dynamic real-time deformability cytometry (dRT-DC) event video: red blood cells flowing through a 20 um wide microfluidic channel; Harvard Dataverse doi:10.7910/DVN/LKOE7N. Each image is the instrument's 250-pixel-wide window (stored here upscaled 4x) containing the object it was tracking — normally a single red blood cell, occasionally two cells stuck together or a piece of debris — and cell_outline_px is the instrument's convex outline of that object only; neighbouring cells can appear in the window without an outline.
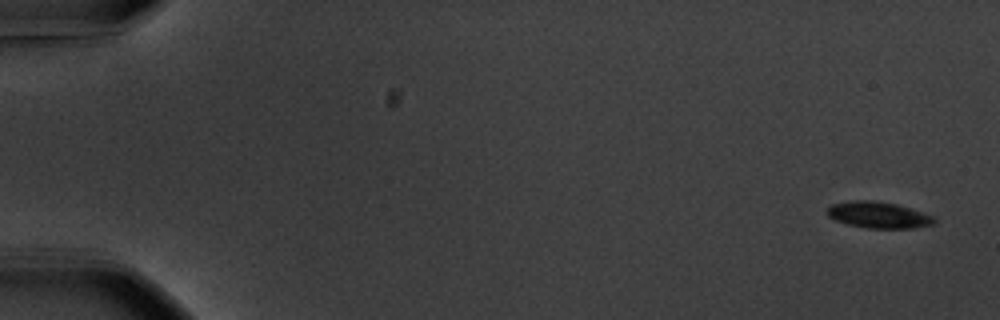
{"species": "common noctule bat (a hibernating species)", "species_latin": "Nyctalus noctula", "temperature_condition": "warm", "stored_images_in_passage": 55, "camera_frame_rate_fps": 3000, "um_per_image_px": 0.085, "animal": {"sex": "male", "body_mass_g": 20.1, "forearm_length_mm": 53.5}, "frame": {"image": 1, "passage_image": 1, "time_ms": 0.0, "image_size_px": [1000, 320], "cell_outline_px": [[936, 220], [932, 224], [912, 228], [868, 228], [848, 224], [836, 220], [828, 216], [828, 208], [832, 204], [852, 200], [872, 200], [896, 204], [936, 216]], "centroid_in_image_um": [74.69, 18.26], "position_along_channel_um": 10.3, "area_um2": 16.3}}
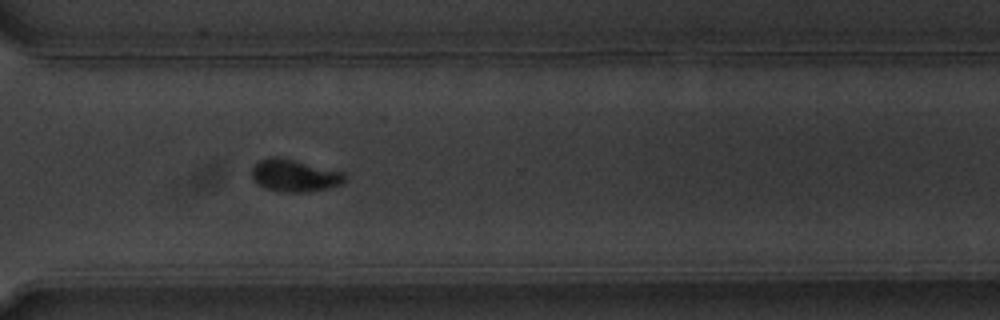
{"frame": {"image": 2, "passage_image": 41, "time_ms": 13.333, "image_size_px": [1000, 320], "cell_outline_px": [[348, 176], [340, 184], [328, 188], [308, 192], [280, 192], [264, 188], [252, 176], [252, 168], [260, 160], [272, 156], [276, 156], [344, 172]], "centroid_in_image_um": [25.05, 14.93], "position_along_channel_um": 345.5, "area_um2": 17.28}}
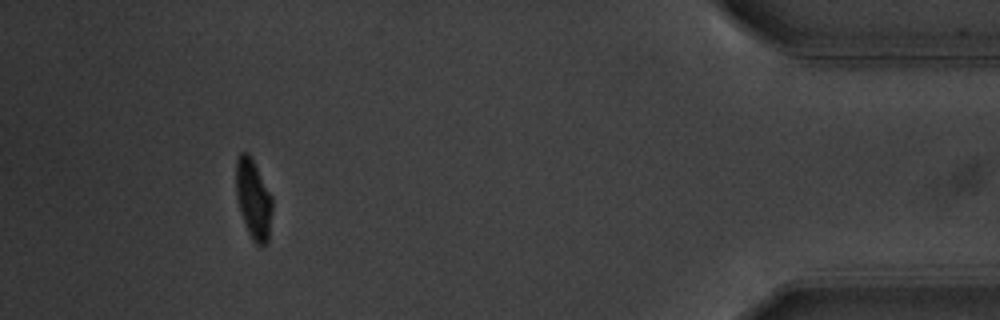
{"frame": {"image": 3, "passage_image": 51, "time_ms": 16.667, "image_size_px": [1000, 320], "cell_outline_px": [[272, 212], [268, 244], [256, 244], [248, 232], [240, 212], [236, 196], [236, 160], [240, 152], [248, 152], [252, 156], [272, 196]], "centroid_in_image_um": [21.54, 16.89], "position_along_channel_um": 413.7, "area_um2": 17.05}, "authors_computed_cell_mechanics": {"area_um2": 16.9932, "velocity_mm_per_s": 3.6686, "shape_relaxation_time_tau1_ms": 2.4284, "shape_relaxation_time_tau2_ms": 2.2224, "deformation_change_tau1": 0.1533, "deformation_change_tau2": 0.0641}}